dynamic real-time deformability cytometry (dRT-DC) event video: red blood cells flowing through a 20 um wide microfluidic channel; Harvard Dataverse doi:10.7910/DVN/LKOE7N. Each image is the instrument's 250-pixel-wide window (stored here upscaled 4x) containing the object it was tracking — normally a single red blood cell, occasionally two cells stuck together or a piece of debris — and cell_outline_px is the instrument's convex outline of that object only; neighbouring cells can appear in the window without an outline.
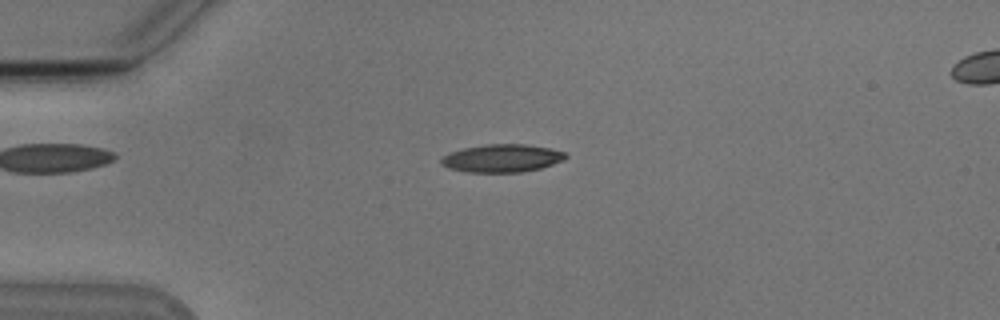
{"species": "Egyptian fruit bat (a non-hibernating species)", "species_latin": "Rousettus aegyptiacus", "temperature_condition": "cold", "stored_images_in_passage": 53, "camera_frame_rate_fps": 3000, "um_per_image_px": 0.085, "animal": {"sex": "male"}, "frame": {"image": 1, "passage_image": 13, "time_ms": 4.0, "image_size_px": [1000, 320], "cell_outline_px": [[568, 156], [564, 160], [540, 168], [520, 172], [468, 172], [448, 168], [440, 164], [440, 156], [464, 148], [484, 144], [524, 144], [552, 148], [564, 152]], "centroid_in_image_um": [42.65, 13.44], "position_along_channel_um": 42.3, "area_um2": 20.29}}
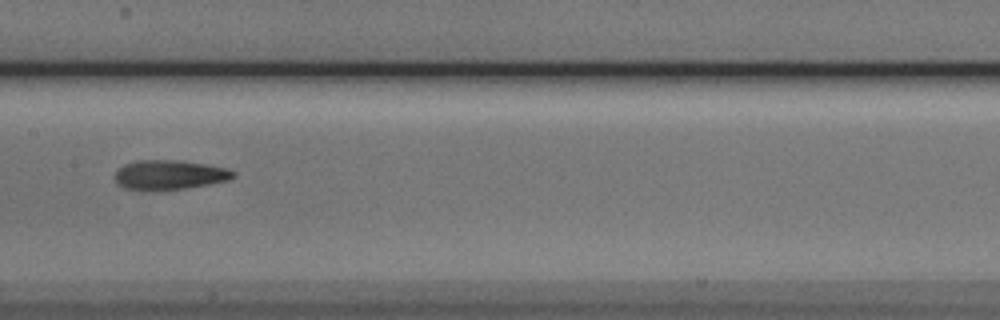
{"frame": {"image": 2, "passage_image": 27, "time_ms": 8.667, "image_size_px": [1000, 320], "cell_outline_px": [[236, 176], [228, 180], [184, 188], [156, 192], [152, 192], [124, 188], [116, 184], [116, 172], [124, 164], [136, 160], [180, 160], [228, 168], [236, 172]], "centroid_in_image_um": [14.38, 14.88], "position_along_channel_um": 193.0, "area_um2": 20.63}}
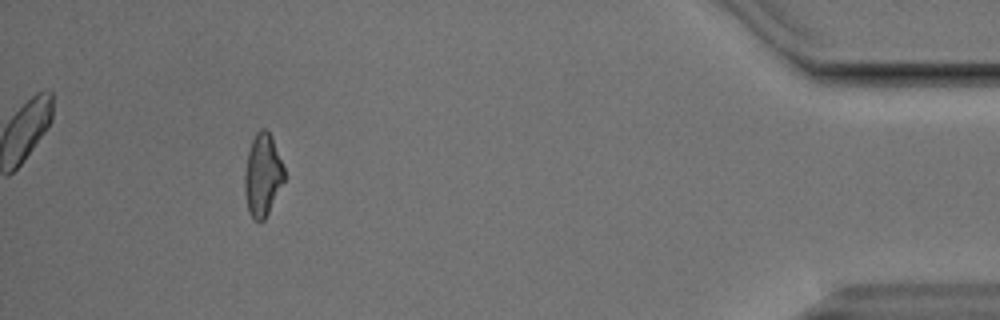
{"frame": {"image": 3, "passage_image": 49, "time_ms": 16.0, "image_size_px": [1000, 320], "cell_outline_px": [[284, 180], [264, 220], [260, 224], [252, 216], [248, 208], [244, 192], [244, 172], [248, 152], [252, 140], [256, 132], [260, 128], [264, 128], [272, 136], [284, 168]], "centroid_in_image_um": [22.31, 14.86], "position_along_channel_um": 412.9, "area_um2": 18.84}, "authors_computed_cell_mechanics": {"area_um2": 19.5942, "velocity_mm_per_s": 3.8209, "shape_relaxation_time_tau1_ms": 3.7442, "shape_relaxation_time_tau2_ms": 5.2429, "deformation_change_tau1": 0.1648, "deformation_change_tau2": 0.1438}}